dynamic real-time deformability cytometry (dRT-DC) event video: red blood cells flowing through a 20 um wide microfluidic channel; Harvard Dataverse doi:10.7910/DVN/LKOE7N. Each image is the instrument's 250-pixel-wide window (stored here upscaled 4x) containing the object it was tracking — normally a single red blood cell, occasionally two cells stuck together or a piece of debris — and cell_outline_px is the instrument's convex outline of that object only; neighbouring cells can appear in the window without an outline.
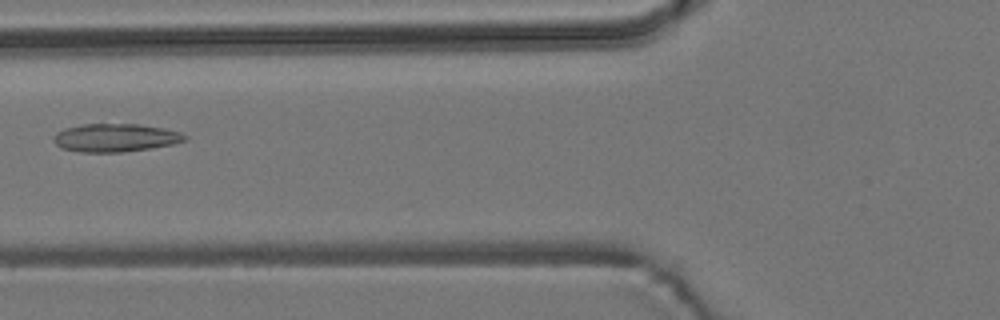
{"species": "common noctule bat (a hibernating species)", "species_latin": "Nyctalus noctula", "temperature_condition": "room temperature", "stored_images_in_passage": 4, "camera_frame_rate_fps": 3000, "um_per_image_px": 0.085, "animal": {"sex": "male", "body_mass_g": 19.2, "forearm_length_mm": 51.8}, "frame": {"image": 1, "passage_image": 3, "time_ms": 2.333, "image_size_px": [1000, 320], "cell_outline_px": [[188, 140], [172, 144], [152, 148], [120, 152], [80, 152], [60, 148], [52, 140], [52, 136], [56, 132], [64, 128], [80, 124], [140, 124], [164, 128], [180, 132], [188, 136]], "centroid_in_image_um": [9.78, 11.7], "position_along_channel_um": 116.0, "area_um2": 21.79}}
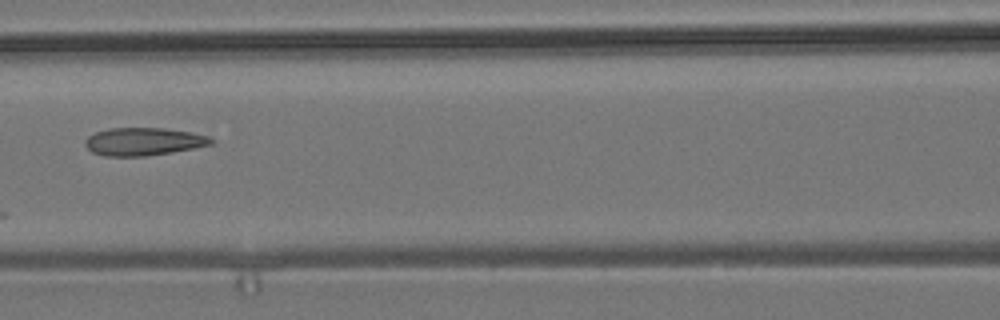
{"frame": {"image": 2, "passage_image": 4, "time_ms": 3.333, "image_size_px": [1000, 320], "cell_outline_px": [[212, 144], [172, 152], [144, 156], [104, 156], [92, 152], [84, 144], [84, 140], [88, 136], [96, 132], [108, 128], [164, 128], [192, 132], [208, 136], [212, 140]], "centroid_in_image_um": [12.16, 12.03], "position_along_channel_um": 154.4, "area_um2": 20.35}}